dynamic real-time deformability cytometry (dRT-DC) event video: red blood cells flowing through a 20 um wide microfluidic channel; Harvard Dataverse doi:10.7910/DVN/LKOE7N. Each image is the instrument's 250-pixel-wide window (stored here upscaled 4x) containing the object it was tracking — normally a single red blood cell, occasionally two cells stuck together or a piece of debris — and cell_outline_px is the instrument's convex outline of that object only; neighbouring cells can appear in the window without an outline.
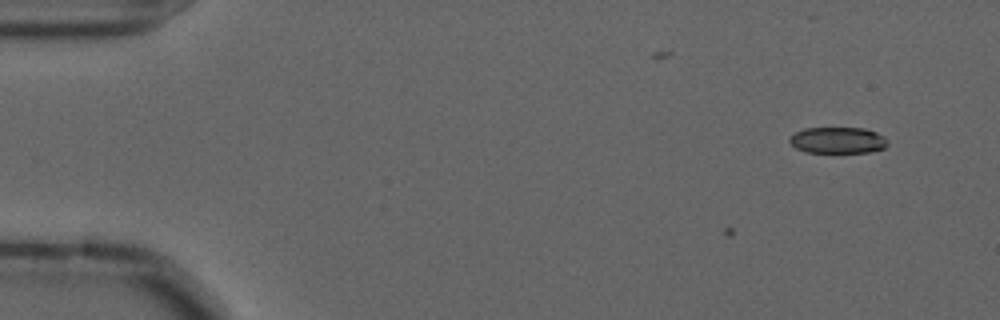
{"species": "common noctule bat (a hibernating species)", "species_latin": "Nyctalus noctula", "temperature_condition": "cold", "stored_images_in_passage": 6, "camera_frame_rate_fps": 3000, "um_per_image_px": 0.085, "animal": {"sex": "male", "forearm_length_mm": 52.5}, "frame": {"image": 1, "passage_image": 1, "time_ms": 0.0, "image_size_px": [1000, 320], "cell_outline_px": [[888, 144], [884, 148], [868, 152], [804, 152], [796, 148], [788, 140], [796, 132], [804, 128], [864, 128], [876, 132], [884, 136], [888, 140]], "centroid_in_image_um": [71.23, 11.92], "position_along_channel_um": 13.8, "area_um2": 14.97}}